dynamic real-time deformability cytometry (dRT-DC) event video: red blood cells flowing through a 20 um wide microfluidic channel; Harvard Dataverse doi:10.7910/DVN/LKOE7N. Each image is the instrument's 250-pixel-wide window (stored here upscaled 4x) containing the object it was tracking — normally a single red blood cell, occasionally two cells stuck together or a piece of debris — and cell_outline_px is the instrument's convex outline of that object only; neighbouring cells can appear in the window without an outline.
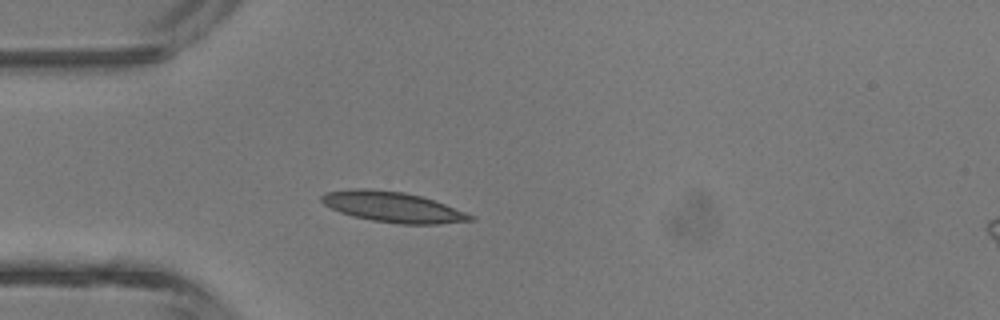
{"species": "common noctule bat (a hibernating species)", "species_latin": "Nyctalus noctula", "temperature_condition": "room temperature", "stored_images_in_passage": 2, "camera_frame_rate_fps": 3000, "um_per_image_px": 0.085, "animal": {"sex": "male", "body_mass_g": 13.3}, "frame": {"image": 1, "passage_image": 2, "time_ms": 1.333, "image_size_px": [1000, 320], "cell_outline_px": [[476, 220], [440, 224], [400, 224], [372, 220], [352, 216], [340, 212], [324, 204], [320, 200], [320, 196], [324, 192], [356, 188], [364, 188], [404, 192], [420, 196], [444, 204], [476, 216]], "centroid_in_image_um": [33.38, 17.6], "position_along_channel_um": 51.6, "area_um2": 26.36}}